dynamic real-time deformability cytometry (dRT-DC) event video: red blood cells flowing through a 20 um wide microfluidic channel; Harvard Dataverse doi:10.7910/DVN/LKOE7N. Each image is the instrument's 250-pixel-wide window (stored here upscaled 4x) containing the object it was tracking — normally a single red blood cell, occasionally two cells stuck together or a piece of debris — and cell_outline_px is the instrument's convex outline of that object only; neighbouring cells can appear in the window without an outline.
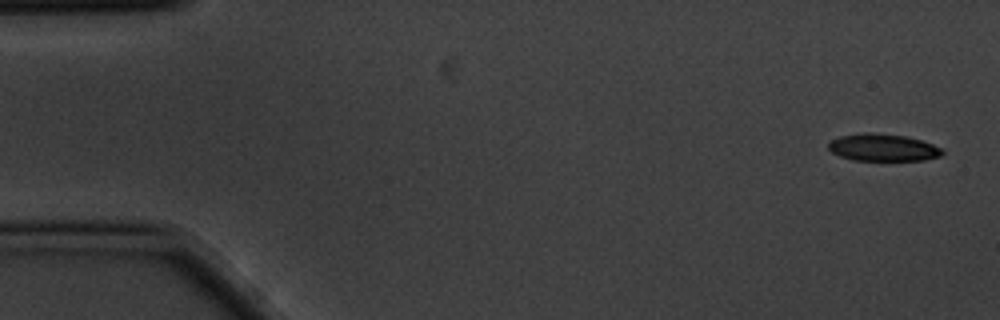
{"species": "common noctule bat (a hibernating species)", "species_latin": "Nyctalus noctula", "temperature_condition": "cold", "stored_images_in_passage": 5, "camera_frame_rate_fps": 3000, "um_per_image_px": 0.085, "animal": {"sex": "male", "body_mass_g": 20.1, "forearm_length_mm": 53.5}, "frame": {"image": 1, "passage_image": 1, "time_ms": 0.0, "image_size_px": [1000, 320], "cell_outline_px": [[944, 152], [940, 156], [924, 160], [852, 160], [840, 156], [832, 152], [828, 148], [828, 144], [832, 140], [840, 136], [864, 132], [868, 132], [904, 136], [920, 140], [932, 144], [940, 148]], "centroid_in_image_um": [75.03, 12.54], "position_along_channel_um": 10.0, "area_um2": 17.86}}
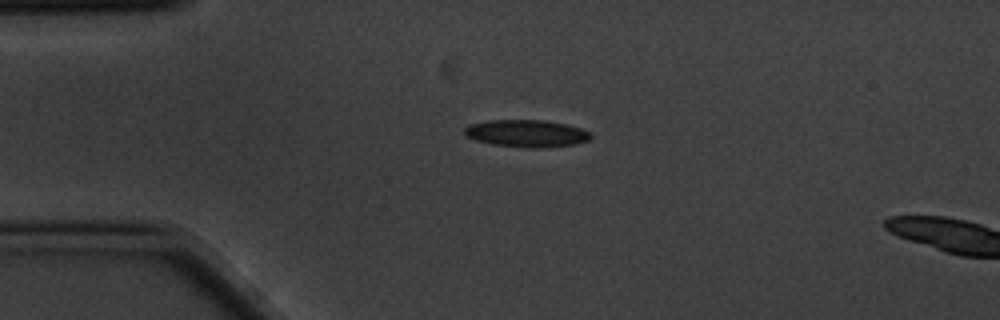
{"frame": {"image": 2, "passage_image": 4, "time_ms": 1.0, "image_size_px": [1000, 320], "cell_outline_px": [[592, 136], [588, 140], [576, 144], [544, 148], [532, 148], [492, 144], [476, 140], [464, 136], [464, 128], [468, 124], [488, 120], [544, 120], [568, 124], [580, 128], [588, 132]], "centroid_in_image_um": [44.73, 11.33], "position_along_channel_um": 40.3, "area_um2": 20.17}}